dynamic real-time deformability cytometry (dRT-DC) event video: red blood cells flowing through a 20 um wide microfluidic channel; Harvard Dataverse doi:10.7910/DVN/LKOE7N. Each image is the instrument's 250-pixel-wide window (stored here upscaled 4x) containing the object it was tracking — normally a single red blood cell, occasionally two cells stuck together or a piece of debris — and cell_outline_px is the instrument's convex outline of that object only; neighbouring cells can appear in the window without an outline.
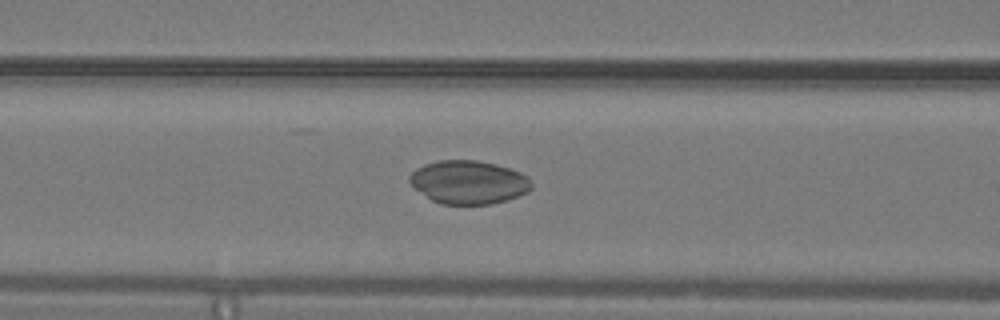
{"species": "common noctule bat (a hibernating species)", "species_latin": "Nyctalus noctula", "temperature_condition": "warm", "stored_images_in_passage": 39, "camera_frame_rate_fps": 3000, "um_per_image_px": 0.085, "animal": {"sex": "male", "body_mass_g": 19.2, "forearm_length_mm": 51.8}, "frame": {"image": 1, "passage_image": 13, "time_ms": 4.0, "image_size_px": [1000, 320], "cell_outline_px": [[532, 188], [528, 192], [508, 200], [492, 204], [440, 204], [432, 200], [416, 188], [408, 180], [408, 176], [416, 168], [424, 164], [440, 160], [476, 160], [496, 164], [520, 172], [528, 176], [532, 184]], "centroid_in_image_um": [39.85, 15.48], "position_along_channel_um": 126.7, "area_um2": 30.87}}
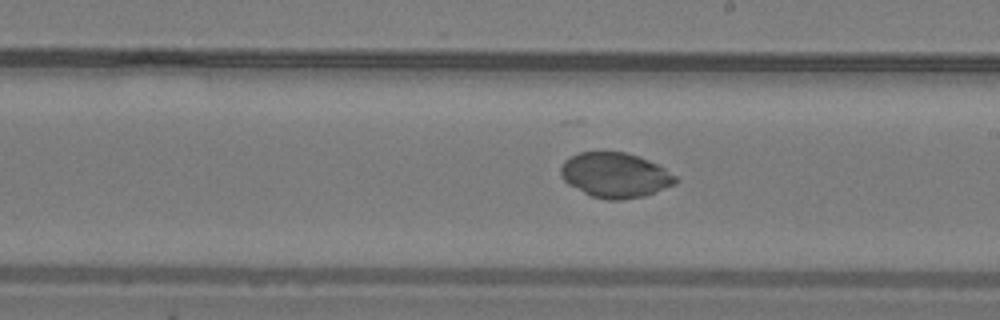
{"frame": {"image": 2, "passage_image": 21, "time_ms": 6.667, "image_size_px": [1000, 320], "cell_outline_px": [[680, 180], [676, 184], [644, 196], [620, 200], [608, 200], [592, 196], [568, 184], [560, 176], [560, 168], [564, 160], [580, 152], [624, 152], [648, 160], [664, 168], [676, 176]], "centroid_in_image_um": [52.29, 14.89], "position_along_channel_um": 236.7, "area_um2": 29.94}}
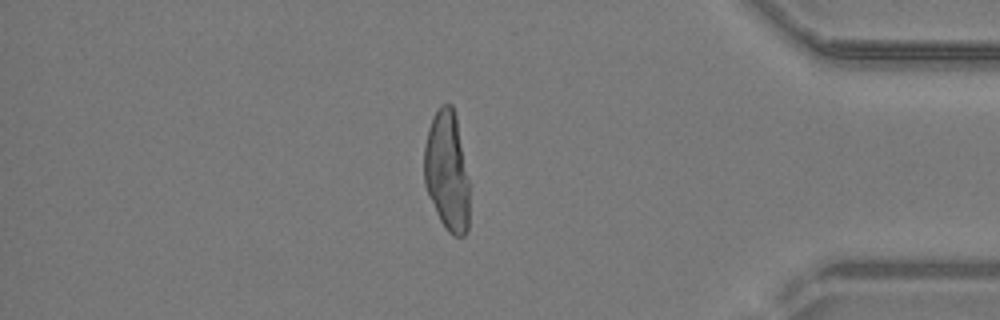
{"frame": {"image": 3, "passage_image": 35, "time_ms": 11.333, "image_size_px": [1000, 320], "cell_outline_px": [[468, 232], [464, 236], [452, 236], [448, 232], [440, 220], [436, 212], [424, 184], [424, 148], [428, 128], [432, 116], [440, 104], [452, 104], [456, 116], [468, 180]], "centroid_in_image_um": [37.98, 14.55], "position_along_channel_um": 397.2, "area_um2": 31.56}}